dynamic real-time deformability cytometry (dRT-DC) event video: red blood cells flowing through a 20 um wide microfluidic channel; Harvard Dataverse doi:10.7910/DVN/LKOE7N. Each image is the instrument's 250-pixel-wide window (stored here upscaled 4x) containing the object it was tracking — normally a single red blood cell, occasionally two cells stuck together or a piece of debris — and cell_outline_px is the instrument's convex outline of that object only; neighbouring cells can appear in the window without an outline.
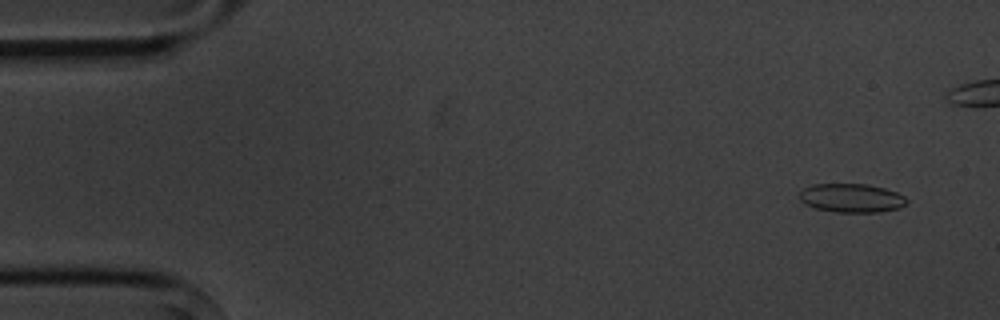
{"species": "common noctule bat (a hibernating species)", "species_latin": "Nyctalus noctula", "temperature_condition": "cold", "stored_images_in_passage": 7, "camera_frame_rate_fps": 3000, "um_per_image_px": 0.085, "animal": {"sex": "male", "body_mass_g": 20.1, "forearm_length_mm": 53.5}, "frame": {"image": 1, "passage_image": 2, "time_ms": 1.0, "image_size_px": [1000, 320], "cell_outline_px": [[908, 200], [900, 208], [880, 212], [836, 212], [816, 208], [804, 204], [800, 200], [800, 192], [804, 188], [812, 184], [868, 184], [884, 188], [896, 192], [904, 196]], "centroid_in_image_um": [72.37, 16.83], "position_along_channel_um": 12.6, "area_um2": 17.98}}
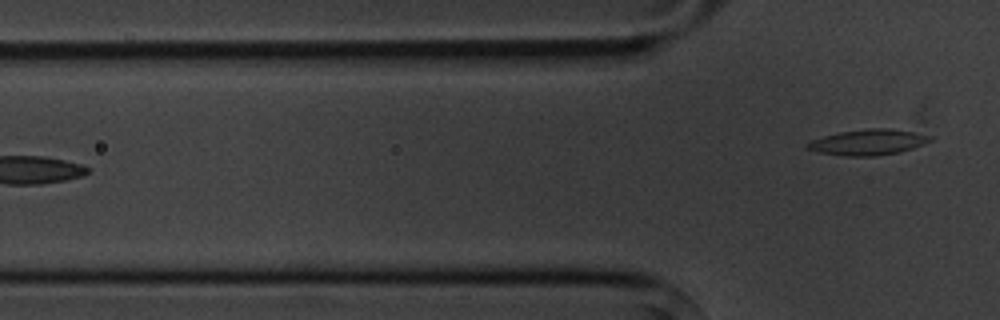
{"frame": {"image": 2, "passage_image": 7, "time_ms": 7.0, "image_size_px": [1000, 320], "cell_outline_px": [[932, 140], [924, 144], [900, 152], [872, 156], [844, 156], [820, 152], [804, 148], [804, 144], [812, 140], [824, 136], [840, 132], [864, 128], [884, 128], [912, 132], [932, 136]], "centroid_in_image_um": [73.76, 12.09], "position_along_channel_um": 52.0, "area_um2": 18.26}}